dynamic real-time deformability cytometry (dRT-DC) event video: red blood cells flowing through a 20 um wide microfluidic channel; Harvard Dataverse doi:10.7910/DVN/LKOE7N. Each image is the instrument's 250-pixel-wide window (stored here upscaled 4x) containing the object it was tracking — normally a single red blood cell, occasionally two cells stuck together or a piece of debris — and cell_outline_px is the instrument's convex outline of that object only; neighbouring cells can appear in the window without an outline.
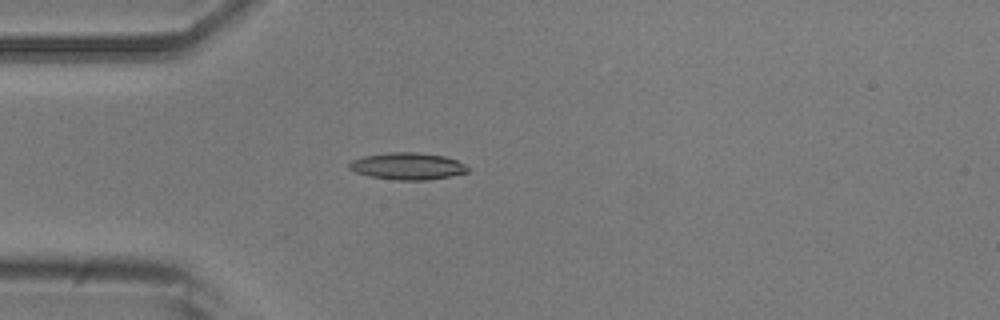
{"species": "common noctule bat (a hibernating species)", "species_latin": "Nyctalus noctula", "temperature_condition": "room temperature", "stored_images_in_passage": 1, "camera_frame_rate_fps": 3000, "um_per_image_px": 0.085, "animal": {"sex": "male", "body_mass_g": 20.5, "forearm_length_mm": 52.5}, "frame": {"image": 1, "passage_image": 1, "time_ms": 0.0, "image_size_px": [1000, 320], "cell_outline_px": [[468, 172], [452, 176], [428, 180], [396, 180], [368, 176], [356, 172], [348, 168], [348, 164], [352, 160], [364, 156], [388, 152], [416, 152], [444, 156], [456, 160], [464, 164], [468, 168]], "centroid_in_image_um": [34.63, 14.13], "position_along_channel_um": 50.4, "area_um2": 18.67}}